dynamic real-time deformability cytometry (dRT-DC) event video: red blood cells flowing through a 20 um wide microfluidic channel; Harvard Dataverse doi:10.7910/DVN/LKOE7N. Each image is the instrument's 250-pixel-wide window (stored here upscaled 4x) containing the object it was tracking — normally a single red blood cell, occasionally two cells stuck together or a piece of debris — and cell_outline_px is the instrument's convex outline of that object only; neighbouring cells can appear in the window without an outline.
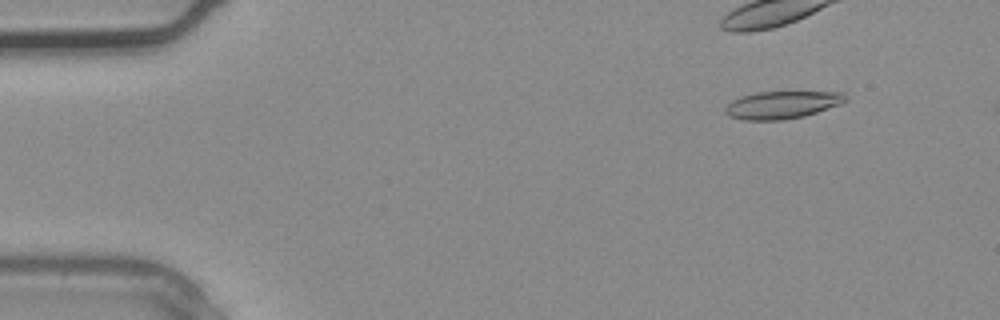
{"species": "common noctule bat (a hibernating species)", "species_latin": "Nyctalus noctula", "temperature_condition": "warm", "stored_images_in_passage": 3, "camera_frame_rate_fps": 3000, "um_per_image_px": 0.085, "animal": {"sex": "male", "body_mass_g": 20.4}, "frame": {"image": 1, "passage_image": 3, "time_ms": 0.667, "image_size_px": [1000, 320], "cell_outline_px": [[848, 100], [840, 104], [804, 116], [784, 120], [744, 120], [728, 116], [724, 112], [724, 108], [732, 100], [740, 96], [756, 92], [844, 92]], "centroid_in_image_um": [66.44, 8.91], "position_along_channel_um": 18.6, "area_um2": 19.36}}